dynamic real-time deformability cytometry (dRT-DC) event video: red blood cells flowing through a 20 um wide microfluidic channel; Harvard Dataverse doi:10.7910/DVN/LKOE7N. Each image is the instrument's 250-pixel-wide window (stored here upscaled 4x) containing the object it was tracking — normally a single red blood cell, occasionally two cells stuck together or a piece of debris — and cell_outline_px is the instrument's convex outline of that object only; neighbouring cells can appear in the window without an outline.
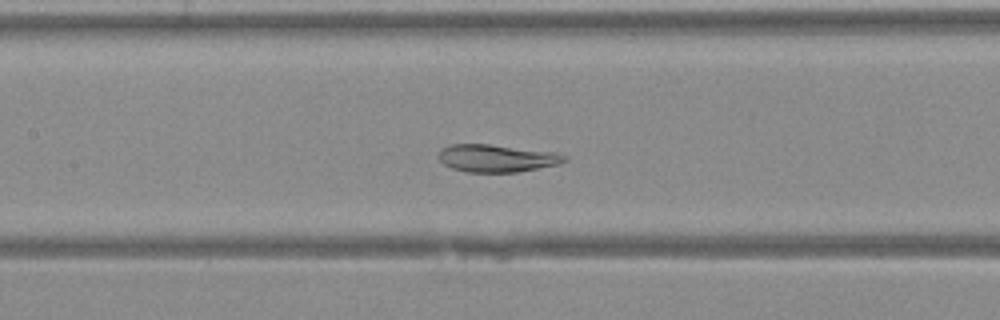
{"species": "Egyptian fruit bat (a non-hibernating species)", "species_latin": "Rousettus aegyptiacus", "temperature_condition": "warm", "stored_images_in_passage": 42, "camera_frame_rate_fps": 3000, "um_per_image_px": 0.085, "animal": {"sex": "female"}, "frame": {"image": 1, "passage_image": 20, "time_ms": 6.333, "image_size_px": [1000, 320], "cell_outline_px": [[568, 160], [560, 164], [516, 172], [464, 172], [452, 168], [444, 164], [440, 160], [440, 148], [448, 144], [488, 144], [556, 152], [568, 156]], "centroid_in_image_um": [42.24, 13.44], "position_along_channel_um": 165.2, "area_um2": 20.29}}
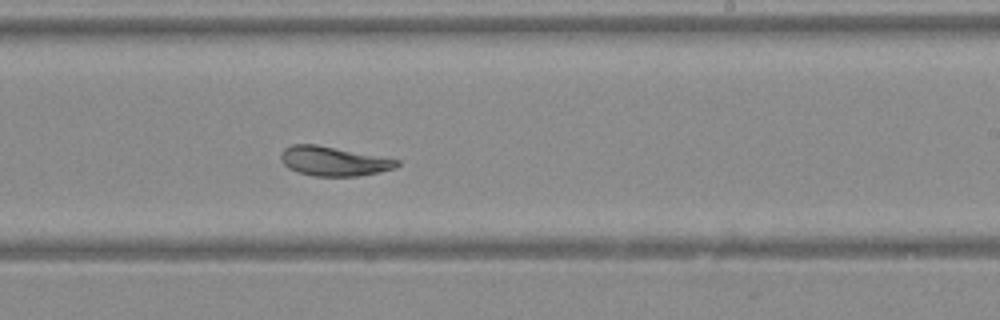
{"frame": {"image": 2, "passage_image": 26, "time_ms": 8.333, "image_size_px": [1000, 320], "cell_outline_px": [[400, 164], [396, 168], [356, 176], [312, 176], [288, 168], [280, 160], [280, 152], [284, 148], [292, 144], [316, 144], [380, 156], [400, 160]], "centroid_in_image_um": [28.33, 13.69], "position_along_channel_um": 260.7, "area_um2": 19.83}}
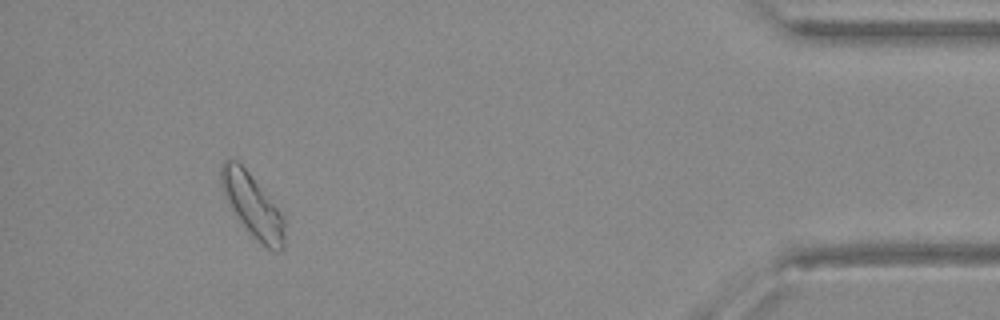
{"frame": {"image": 3, "passage_image": 39, "time_ms": 12.667, "image_size_px": [1000, 320], "cell_outline_px": [[284, 248], [276, 252], [272, 252], [260, 244], [248, 232], [232, 212], [224, 196], [220, 184], [220, 168], [224, 160], [236, 160], [248, 172], [284, 216]], "centroid_in_image_um": [21.44, 17.52], "position_along_channel_um": 413.8, "area_um2": 23.35}}